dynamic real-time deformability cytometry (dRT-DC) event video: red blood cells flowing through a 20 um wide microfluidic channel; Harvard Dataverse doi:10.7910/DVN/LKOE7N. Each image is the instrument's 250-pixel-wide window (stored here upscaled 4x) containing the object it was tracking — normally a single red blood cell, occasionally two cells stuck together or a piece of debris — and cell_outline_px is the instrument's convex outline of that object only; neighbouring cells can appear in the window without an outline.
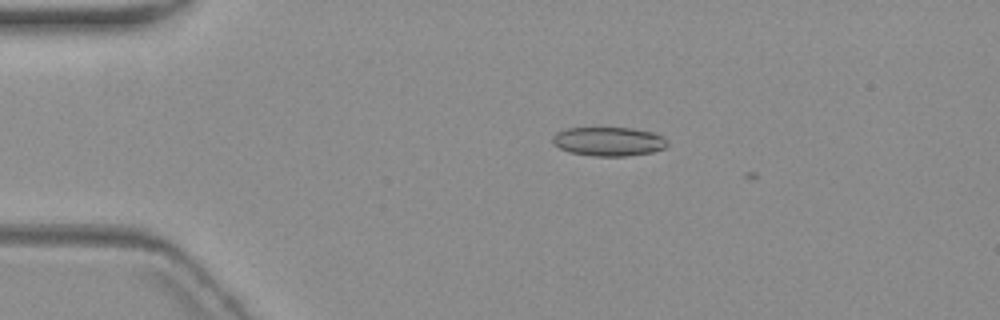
{"species": "common noctule bat (a hibernating species)", "species_latin": "Nyctalus noctula", "temperature_condition": "warm", "stored_images_in_passage": 4, "camera_frame_rate_fps": 3000, "um_per_image_px": 0.085, "animal": {"sex": "female", "body_mass_g": 19.3, "forearm_length_mm": 54.1}, "frame": {"image": 1, "passage_image": 2, "time_ms": 2.0, "image_size_px": [1000, 320], "cell_outline_px": [[668, 144], [664, 148], [652, 152], [624, 156], [592, 156], [568, 152], [560, 148], [552, 140], [552, 136], [556, 132], [568, 128], [632, 128], [652, 132], [664, 136], [668, 140]], "centroid_in_image_um": [51.75, 12.02], "position_along_channel_um": 33.2, "area_um2": 19.42}}
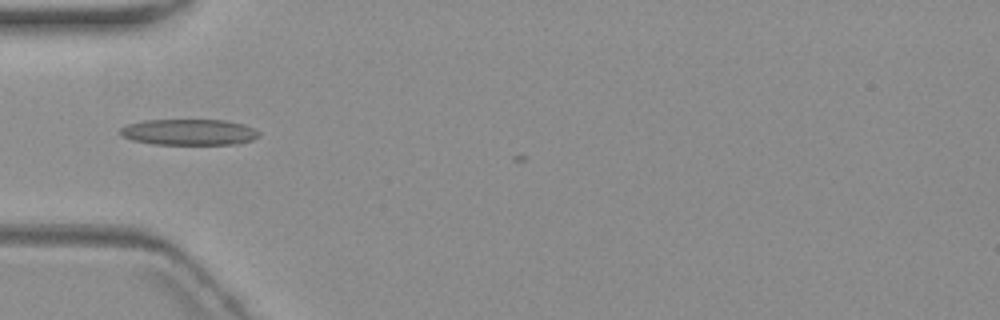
{"frame": {"image": 2, "passage_image": 4, "time_ms": 4.333, "image_size_px": [1000, 320], "cell_outline_px": [[260, 136], [252, 140], [240, 144], [152, 144], [132, 140], [120, 136], [120, 128], [128, 124], [144, 120], [224, 120], [244, 124], [260, 132]], "centroid_in_image_um": [16.07, 11.23], "position_along_channel_um": 68.9, "area_um2": 21.15}}